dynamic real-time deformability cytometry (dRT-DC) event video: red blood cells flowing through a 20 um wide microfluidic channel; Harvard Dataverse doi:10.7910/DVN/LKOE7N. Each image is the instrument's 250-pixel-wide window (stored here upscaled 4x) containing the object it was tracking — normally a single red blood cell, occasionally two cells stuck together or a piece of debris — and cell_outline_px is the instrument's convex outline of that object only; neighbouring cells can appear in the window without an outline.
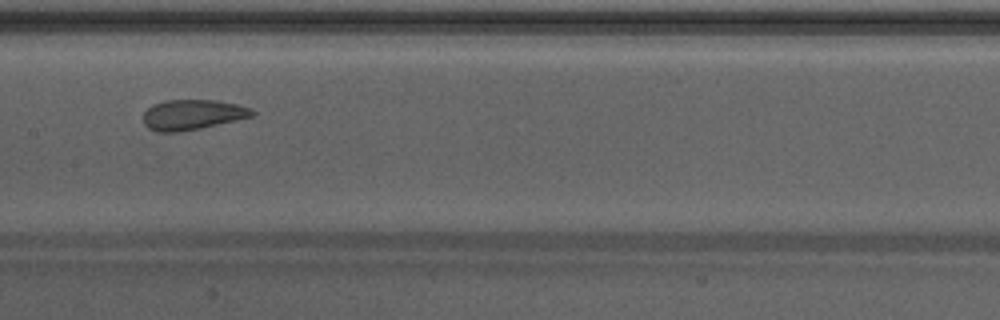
{"species": "Egyptian fruit bat (a non-hibernating species)", "species_latin": "Rousettus aegyptiacus", "temperature_condition": "warm", "stored_images_in_passage": 33, "camera_frame_rate_fps": 3000, "um_per_image_px": 0.085, "animal": {"sex": "male"}, "frame": {"image": 1, "passage_image": 10, "time_ms": 3.0, "image_size_px": [1000, 320], "cell_outline_px": [[256, 116], [200, 128], [180, 132], [156, 132], [148, 128], [144, 124], [144, 112], [152, 104], [164, 100], [216, 100], [236, 104], [252, 108], [256, 112]], "centroid_in_image_um": [16.38, 9.75], "position_along_channel_um": 191.0, "area_um2": 19.36}, "authors_computed_cell_mechanics": {"area_um2": 20.2878, "velocity_mm_per_s": 4.2691, "shape_relaxation_time_tau1_ms": null, "shape_relaxation_time_tau2_ms": 1.2528, "deformation_change_tau1": null, "deformation_change_tau2": 0.0935}}